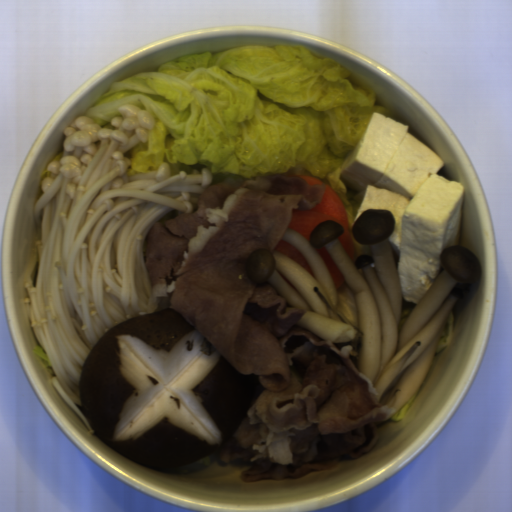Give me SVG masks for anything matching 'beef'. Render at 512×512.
I'll return each instance as SVG.
<instances>
[{"label": "beef", "mask_w": 512, "mask_h": 512, "mask_svg": "<svg viewBox=\"0 0 512 512\" xmlns=\"http://www.w3.org/2000/svg\"><path fill=\"white\" fill-rule=\"evenodd\" d=\"M325 185L289 174L210 184L195 212L154 221L147 235L153 297L172 294L170 308L266 388L218 452L225 463L253 464L240 472L242 483L297 479L361 457L376 446L378 424L395 414L355 367L353 346L298 326L304 311L246 270L254 251L274 254L292 211L318 205Z\"/></svg>", "instance_id": "obj_1"}]
</instances>
